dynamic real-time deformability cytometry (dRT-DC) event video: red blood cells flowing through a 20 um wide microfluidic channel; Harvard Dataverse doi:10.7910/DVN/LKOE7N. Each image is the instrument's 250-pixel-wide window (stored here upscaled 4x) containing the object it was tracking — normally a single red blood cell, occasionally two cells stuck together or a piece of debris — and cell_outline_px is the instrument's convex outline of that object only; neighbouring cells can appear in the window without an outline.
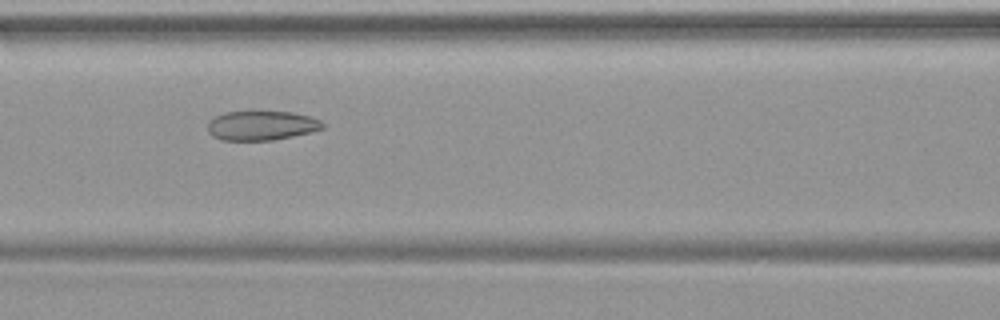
{"species": "common noctule bat (a hibernating species)", "species_latin": "Nyctalus noctula", "temperature_condition": "warm", "stored_images_in_passage": 48, "camera_frame_rate_fps": 3000, "um_per_image_px": 0.085, "animal": {"sex": "female", "body_mass_g": 19.9}, "frame": {"image": 1, "passage_image": 21, "time_ms": 6.667, "image_size_px": [1000, 320], "cell_outline_px": [[324, 128], [312, 132], [272, 140], [220, 140], [212, 136], [208, 132], [208, 120], [224, 112], [292, 112], [308, 116], [320, 120], [324, 124]], "centroid_in_image_um": [22.21, 10.68], "position_along_channel_um": 144.4, "area_um2": 19.65}}
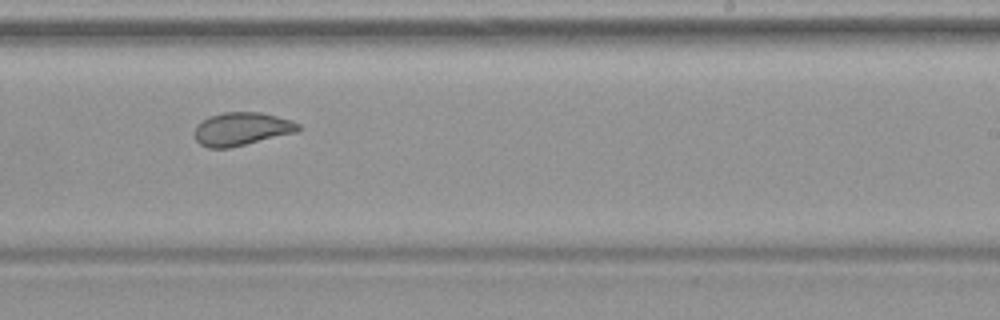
{"frame": {"image": 2, "passage_image": 30, "time_ms": 9.667, "image_size_px": [1000, 320], "cell_outline_px": [[300, 128], [296, 132], [228, 148], [208, 148], [200, 144], [196, 140], [196, 124], [208, 116], [224, 112], [260, 112], [292, 120], [300, 124]], "centroid_in_image_um": [20.53, 10.95], "position_along_channel_um": 268.5, "area_um2": 19.88}}
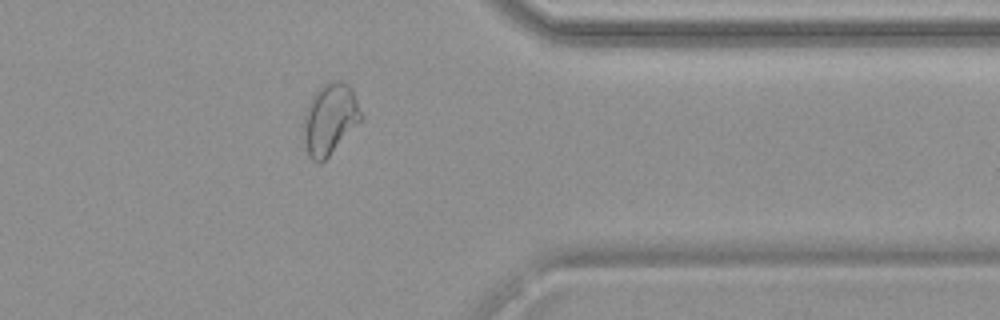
{"frame": {"image": 3, "passage_image": 39, "time_ms": 12.667, "image_size_px": [1000, 320], "cell_outline_px": [[364, 116], [328, 156], [320, 164], [312, 160], [308, 156], [300, 136], [304, 112], [316, 88], [332, 80], [340, 80], [348, 84], [352, 88]], "centroid_in_image_um": [27.98, 10.1], "position_along_channel_um": 383.4, "area_um2": 24.33}}